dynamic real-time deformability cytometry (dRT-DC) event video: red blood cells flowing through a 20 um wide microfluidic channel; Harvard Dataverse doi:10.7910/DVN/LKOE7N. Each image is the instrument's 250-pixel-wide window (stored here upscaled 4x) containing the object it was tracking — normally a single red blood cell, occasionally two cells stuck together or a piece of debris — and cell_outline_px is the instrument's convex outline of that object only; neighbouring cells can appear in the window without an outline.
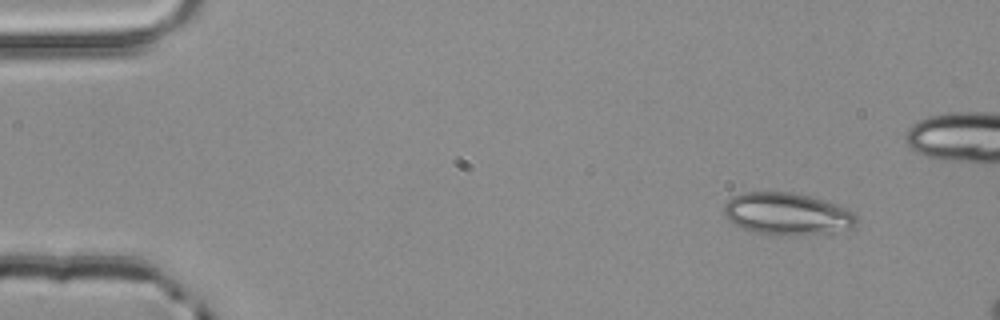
{"species": "common noctule bat (a hibernating species)", "species_latin": "Nyctalus noctula", "temperature_condition": "room temperature", "stored_images_in_passage": 3, "camera_frame_rate_fps": 3000, "um_per_image_px": 0.085, "animal": {"sex": "male", "body_mass_g": 20.4}, "frame": {"image": 1, "passage_image": 1, "time_ms": 0.0, "image_size_px": [1000, 320], "cell_outline_px": [[856, 228], [828, 232], [756, 232], [744, 228], [736, 224], [724, 216], [724, 204], [732, 196], [744, 192], [792, 192], [824, 200], [848, 208], [856, 216]], "centroid_in_image_um": [66.91, 18.12], "position_along_channel_um": 18.1, "area_um2": 31.39}}